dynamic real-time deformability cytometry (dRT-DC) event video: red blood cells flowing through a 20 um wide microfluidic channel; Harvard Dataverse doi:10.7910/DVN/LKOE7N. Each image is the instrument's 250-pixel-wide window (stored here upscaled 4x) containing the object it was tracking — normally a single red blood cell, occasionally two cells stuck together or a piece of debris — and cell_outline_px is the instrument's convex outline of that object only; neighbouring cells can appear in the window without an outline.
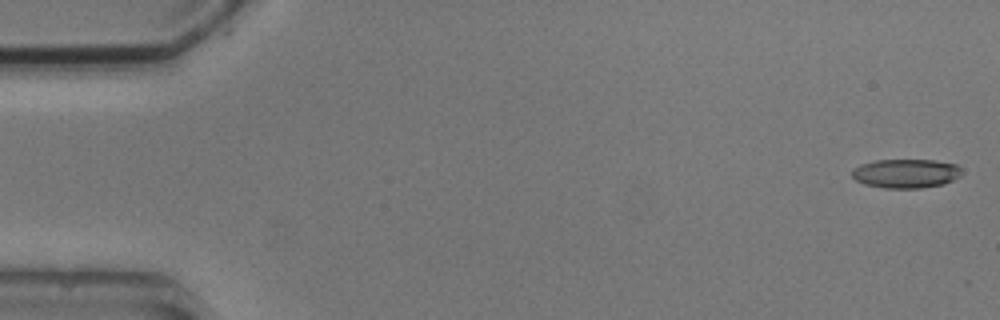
{"species": "common noctule bat (a hibernating species)", "species_latin": "Nyctalus noctula", "temperature_condition": "cold", "stored_images_in_passage": 5, "camera_frame_rate_fps": 3000, "um_per_image_px": 0.085, "animal": {"sex": "male", "body_mass_g": 20.5, "forearm_length_mm": 52.5}, "frame": {"image": 1, "passage_image": 1, "time_ms": 0.0, "image_size_px": [1000, 320], "cell_outline_px": [[960, 176], [944, 184], [920, 188], [884, 188], [864, 184], [856, 180], [852, 176], [852, 168], [860, 164], [876, 160], [932, 160], [956, 164], [960, 168]], "centroid_in_image_um": [76.97, 14.74], "position_along_channel_um": 8.0, "area_um2": 18.55}}
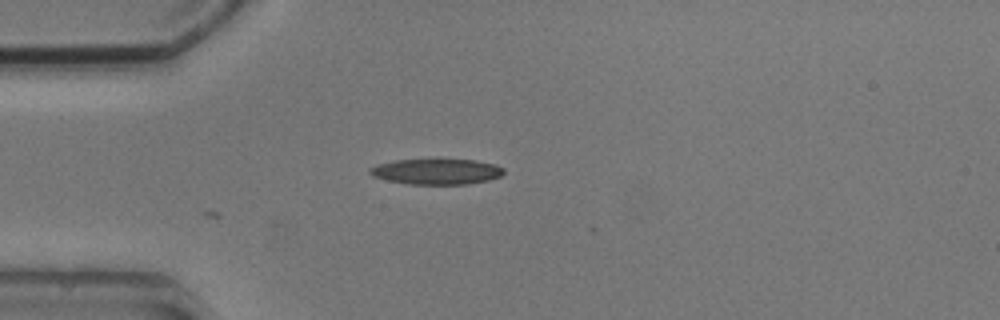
{"frame": {"image": 2, "passage_image": 4, "time_ms": 4.333, "image_size_px": [1000, 320], "cell_outline_px": [[504, 172], [500, 176], [488, 180], [468, 184], [408, 184], [388, 180], [372, 176], [368, 172], [368, 168], [376, 164], [396, 160], [440, 156], [476, 160], [496, 164], [504, 168]], "centroid_in_image_um": [37.1, 14.52], "position_along_channel_um": 47.9, "area_um2": 21.1}}